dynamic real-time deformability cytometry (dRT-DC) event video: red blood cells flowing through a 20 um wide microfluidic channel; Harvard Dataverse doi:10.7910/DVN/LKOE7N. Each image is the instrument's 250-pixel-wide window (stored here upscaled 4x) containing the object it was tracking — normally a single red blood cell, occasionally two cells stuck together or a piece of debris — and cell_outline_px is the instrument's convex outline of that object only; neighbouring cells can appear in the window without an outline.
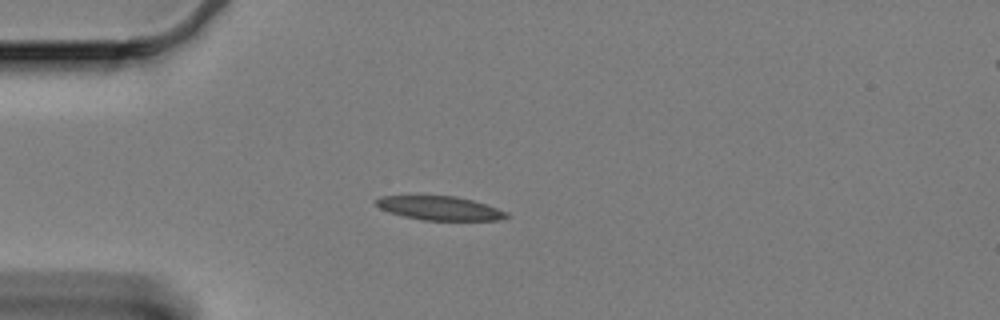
{"species": "Egyptian fruit bat (a non-hibernating species)", "species_latin": "Rousettus aegyptiacus", "temperature_condition": "cold", "stored_images_in_passage": 45, "camera_frame_rate_fps": 3000, "um_per_image_px": 0.085, "animal": {"sex": "female"}, "frame": {"image": 1, "passage_image": 1, "time_ms": 0.0, "image_size_px": [1000, 320], "cell_outline_px": [[512, 216], [500, 220], [420, 220], [388, 212], [380, 208], [376, 204], [376, 200], [380, 196], [456, 196], [472, 200], [508, 212]], "centroid_in_image_um": [37.4, 17.7], "position_along_channel_um": 47.6, "area_um2": 18.09}}
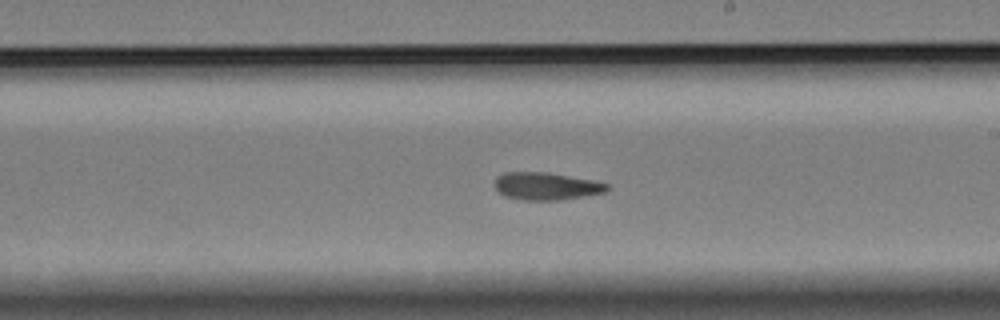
{"frame": {"image": 2, "passage_image": 20, "time_ms": 6.333, "image_size_px": [1000, 320], "cell_outline_px": [[612, 188], [604, 192], [560, 200], [520, 200], [504, 196], [492, 184], [496, 176], [504, 172], [548, 172], [592, 180], [608, 184]], "centroid_in_image_um": [46.38, 15.82], "position_along_channel_um": 242.6, "area_um2": 18.15}}
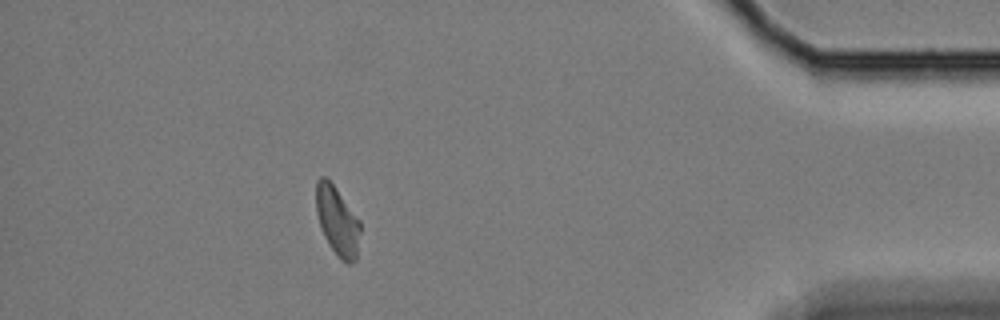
{"frame": {"image": 3, "passage_image": 39, "time_ms": 12.667, "image_size_px": [1000, 320], "cell_outline_px": [[360, 232], [356, 260], [352, 264], [348, 264], [328, 244], [324, 236], [316, 212], [316, 180], [320, 176], [324, 176], [332, 184], [360, 220]], "centroid_in_image_um": [28.67, 18.77], "position_along_channel_um": 406.5, "area_um2": 17.4}}